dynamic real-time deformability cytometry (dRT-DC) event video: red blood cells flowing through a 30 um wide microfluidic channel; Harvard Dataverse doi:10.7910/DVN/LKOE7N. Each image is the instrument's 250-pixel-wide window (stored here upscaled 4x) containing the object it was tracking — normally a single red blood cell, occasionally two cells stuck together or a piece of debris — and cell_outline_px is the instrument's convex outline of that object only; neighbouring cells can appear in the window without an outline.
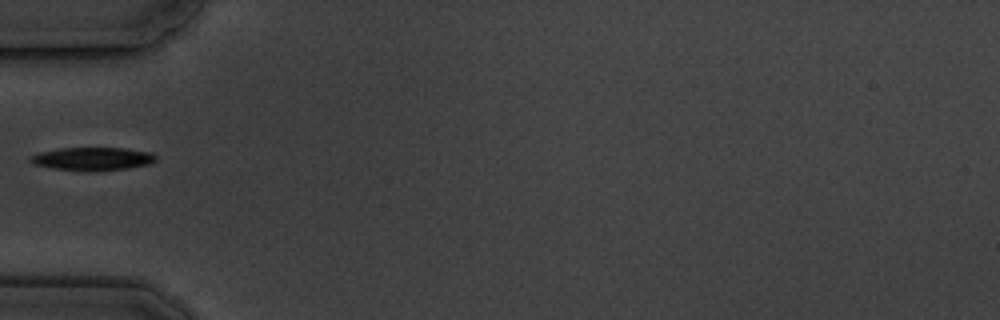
{"species": "common noctule bat (a hibernating species)", "species_latin": "Nyctalus noctula", "temperature_condition": "cold", "stored_images_in_passage": 6, "camera_frame_rate_fps": 3000, "um_per_image_px": 0.085, "animal": {"sex": "male", "body_mass_g": 19.5, "forearm_length_mm": 54.6}, "frame": {"image": 1, "passage_image": 6, "time_ms": 5.667, "image_size_px": [1000, 320], "cell_outline_px": [[156, 160], [148, 164], [128, 168], [56, 168], [36, 164], [28, 160], [32, 156], [40, 152], [60, 148], [124, 148], [152, 152], [156, 156]], "centroid_in_image_um": [7.92, 13.44], "position_along_channel_um": 77.1, "area_um2": 15.72}}